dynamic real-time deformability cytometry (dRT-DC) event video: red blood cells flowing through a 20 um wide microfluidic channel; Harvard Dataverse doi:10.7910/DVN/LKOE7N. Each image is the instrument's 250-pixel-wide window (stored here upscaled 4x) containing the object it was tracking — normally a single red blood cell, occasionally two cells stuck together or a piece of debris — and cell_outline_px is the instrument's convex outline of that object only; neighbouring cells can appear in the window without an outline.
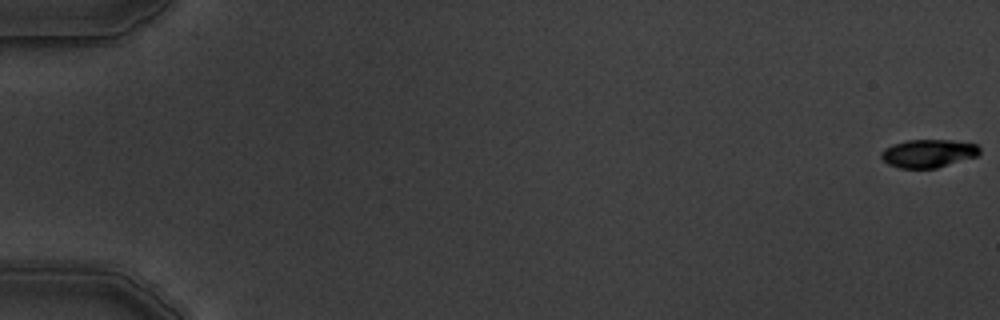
{"species": "common noctule bat (a hibernating species)", "species_latin": "Nyctalus noctula", "temperature_condition": "warm", "stored_images_in_passage": 6, "camera_frame_rate_fps": 3000, "um_per_image_px": 0.085, "animal": {"sex": "male", "body_mass_g": 19.5, "forearm_length_mm": 54.6}, "frame": {"image": 1, "passage_image": 1, "time_ms": 0.0, "image_size_px": [1000, 320], "cell_outline_px": [[980, 152], [976, 156], [936, 168], [900, 168], [888, 164], [880, 156], [880, 152], [884, 148], [892, 144], [908, 140], [952, 140], [976, 144], [980, 148]], "centroid_in_image_um": [78.87, 13.03], "position_along_channel_um": 6.1, "area_um2": 16.07}}
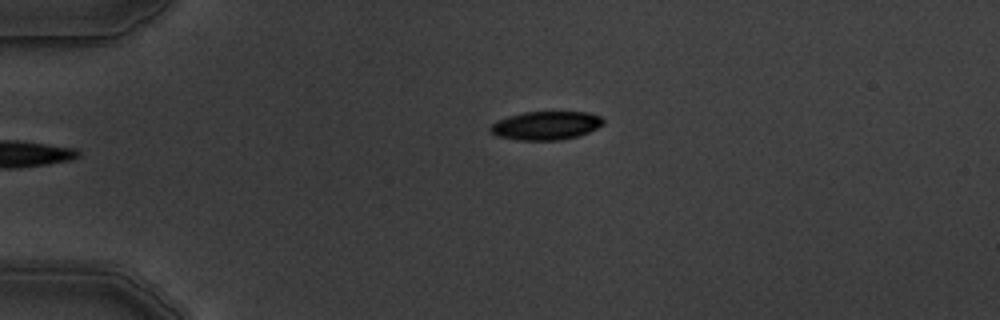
{"frame": {"image": 2, "passage_image": 6, "time_ms": 6.667, "image_size_px": [1000, 320], "cell_outline_px": [[604, 124], [588, 132], [576, 136], [560, 140], [516, 140], [496, 136], [488, 128], [496, 120], [508, 116], [524, 112], [588, 112], [600, 116], [604, 120]], "centroid_in_image_um": [46.38, 10.67], "position_along_channel_um": 38.6, "area_um2": 18.79}}